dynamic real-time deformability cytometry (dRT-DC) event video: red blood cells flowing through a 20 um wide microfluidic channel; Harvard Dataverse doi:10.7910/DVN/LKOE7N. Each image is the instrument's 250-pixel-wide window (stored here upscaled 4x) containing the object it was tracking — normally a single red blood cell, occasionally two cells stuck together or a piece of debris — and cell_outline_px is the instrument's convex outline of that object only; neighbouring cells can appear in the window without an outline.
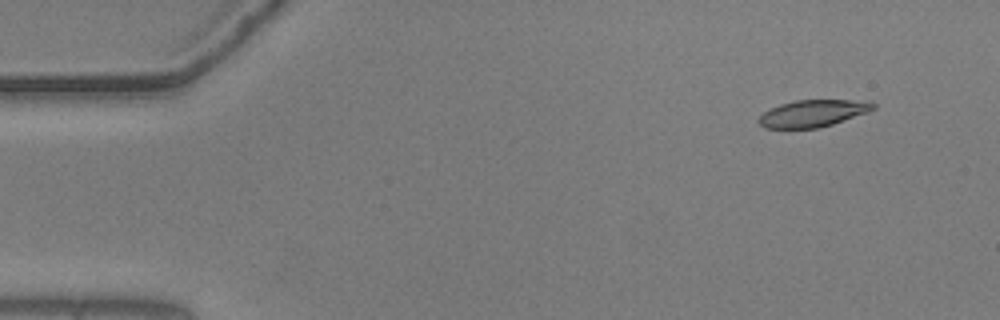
{"species": "common noctule bat (a hibernating species)", "species_latin": "Nyctalus noctula", "temperature_condition": "warm", "stored_images_in_passage": 52, "camera_frame_rate_fps": 3000, "um_per_image_px": 0.085, "animal": {"sex": "male", "body_mass_g": 20.5, "forearm_length_mm": 52.5}, "frame": {"image": 1, "passage_image": 1, "time_ms": 0.0, "image_size_px": [1000, 320], "cell_outline_px": [[876, 108], [868, 112], [832, 124], [816, 128], [764, 128], [756, 120], [764, 112], [780, 104], [796, 100], [864, 100], [876, 104]], "centroid_in_image_um": [69.1, 9.63], "position_along_channel_um": 15.9, "area_um2": 17.92}}
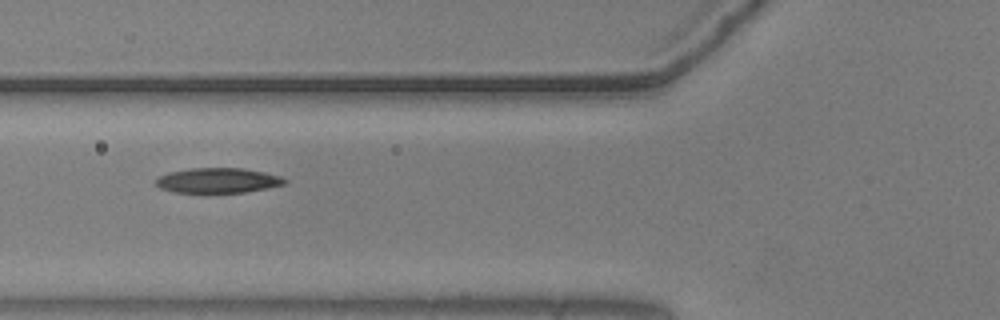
{"frame": {"image": 2, "passage_image": 17, "time_ms": 5.333, "image_size_px": [1000, 320], "cell_outline_px": [[288, 180], [284, 184], [244, 192], [172, 192], [160, 188], [152, 180], [168, 172], [192, 168], [244, 168], [264, 172], [280, 176]], "centroid_in_image_um": [18.47, 15.33], "position_along_channel_um": 107.3, "area_um2": 18.67}}
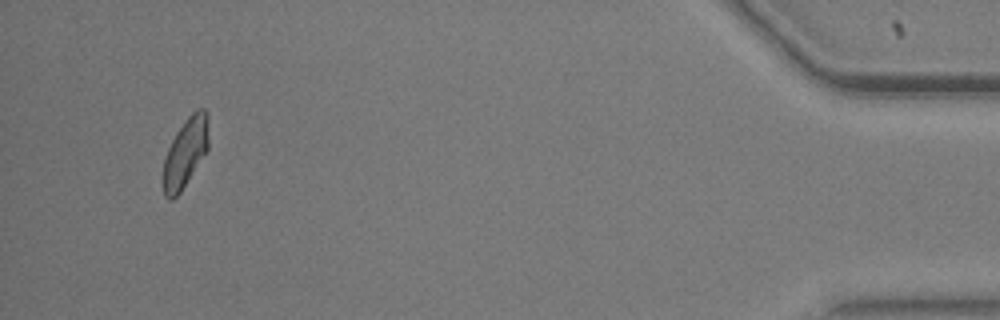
{"frame": {"image": 3, "passage_image": 49, "time_ms": 16.0, "image_size_px": [1000, 320], "cell_outline_px": [[208, 148], [180, 192], [172, 200], [168, 200], [164, 196], [164, 160], [168, 148], [176, 132], [188, 116], [196, 108], [204, 108], [208, 112]], "centroid_in_image_um": [15.77, 12.93], "position_along_channel_um": 419.4, "area_um2": 18.03}, "authors_computed_cell_mechanics": {"area_um2": 18.8717, "velocity_mm_per_s": 3.6403, "shape_relaxation_time_tau1_ms": 4.9135, "shape_relaxation_time_tau2_ms": 5.6636, "deformation_change_tau1": 0.1604, "deformation_change_tau2": 0.1168}}